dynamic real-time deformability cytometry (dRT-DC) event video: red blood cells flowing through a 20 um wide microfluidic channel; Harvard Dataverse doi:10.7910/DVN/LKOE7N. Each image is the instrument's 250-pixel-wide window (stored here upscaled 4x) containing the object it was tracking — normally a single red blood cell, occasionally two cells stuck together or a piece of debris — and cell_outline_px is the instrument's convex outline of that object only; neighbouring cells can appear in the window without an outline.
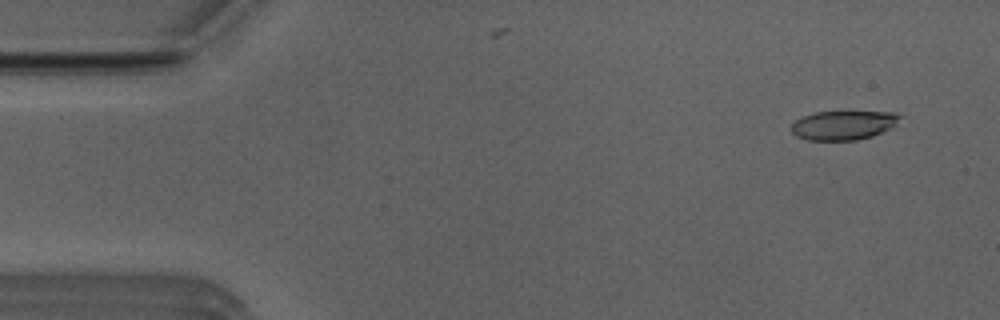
{"species": "Egyptian fruit bat (a non-hibernating species)", "species_latin": "Rousettus aegyptiacus", "temperature_condition": "room temperature", "stored_images_in_passage": 51, "camera_frame_rate_fps": 3000, "um_per_image_px": 0.085, "animal": {"sex": "male"}, "frame": {"image": 1, "passage_image": 4, "time_ms": 1.0, "image_size_px": [1000, 320], "cell_outline_px": [[904, 116], [892, 128], [872, 136], [856, 140], [808, 140], [796, 136], [792, 132], [792, 124], [796, 120], [804, 116], [816, 112], [848, 108], [896, 112]], "centroid_in_image_um": [71.79, 10.57], "position_along_channel_um": 13.2, "area_um2": 19.59}}
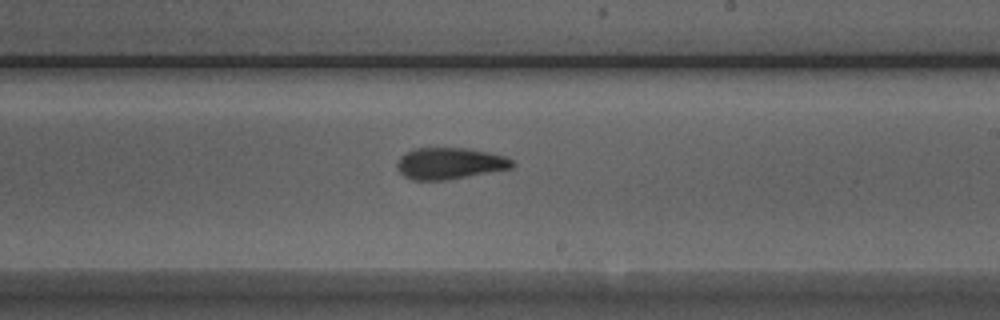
{"frame": {"image": 2, "passage_image": 30, "time_ms": 9.667, "image_size_px": [1000, 320], "cell_outline_px": [[516, 164], [512, 168], [444, 180], [412, 180], [404, 176], [396, 168], [396, 164], [400, 156], [412, 148], [468, 148], [488, 152], [504, 156], [512, 160]], "centroid_in_image_um": [38.19, 13.88], "position_along_channel_um": 250.8, "area_um2": 21.15}}
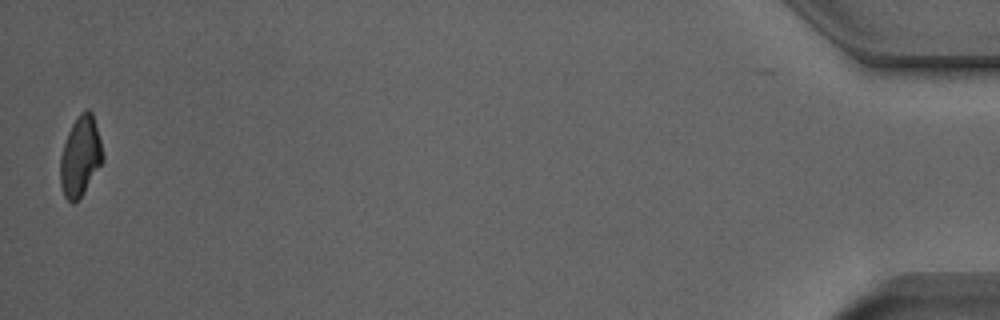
{"frame": {"image": 3, "passage_image": 51, "time_ms": 16.667, "image_size_px": [1000, 320], "cell_outline_px": [[104, 160], [80, 196], [72, 204], [64, 196], [60, 184], [60, 156], [68, 132], [72, 124], [80, 112], [88, 108], [92, 112], [100, 140], [104, 156]], "centroid_in_image_um": [6.82, 13.26], "position_along_channel_um": 428.4, "area_um2": 19.54}, "authors_computed_cell_mechanics": {"area_um2": 20.6346, "velocity_mm_per_s": 3.9948, "shape_relaxation_time_tau1_ms": null, "shape_relaxation_time_tau2_ms": 2.3732, "deformation_change_tau1": null, "deformation_change_tau2": 0.1117}}